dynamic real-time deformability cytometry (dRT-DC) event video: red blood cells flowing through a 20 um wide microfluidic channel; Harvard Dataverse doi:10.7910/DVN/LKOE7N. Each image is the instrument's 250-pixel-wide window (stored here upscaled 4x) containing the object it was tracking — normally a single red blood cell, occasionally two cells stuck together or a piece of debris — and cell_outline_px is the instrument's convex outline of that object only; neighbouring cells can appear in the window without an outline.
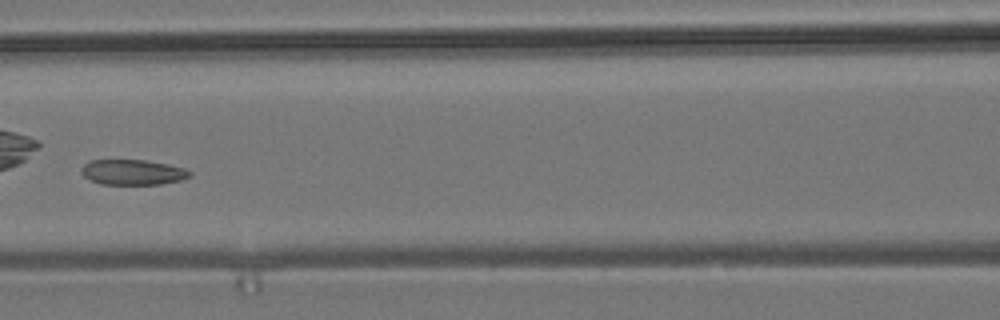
{"species": "common noctule bat (a hibernating species)", "species_latin": "Nyctalus noctula", "temperature_condition": "room temperature", "stored_images_in_passage": 8, "camera_frame_rate_fps": 3000, "um_per_image_px": 0.085, "animal": {"sex": "male", "body_mass_g": 19.2, "forearm_length_mm": 51.8}, "frame": {"image": 1, "passage_image": 8, "time_ms": 8.0, "image_size_px": [1000, 320], "cell_outline_px": [[192, 176], [180, 180], [160, 184], [100, 184], [84, 176], [80, 172], [80, 168], [88, 160], [144, 160], [168, 164], [184, 168], [192, 172]], "centroid_in_image_um": [11.27, 14.63], "position_along_channel_um": 155.3, "area_um2": 16.01}}